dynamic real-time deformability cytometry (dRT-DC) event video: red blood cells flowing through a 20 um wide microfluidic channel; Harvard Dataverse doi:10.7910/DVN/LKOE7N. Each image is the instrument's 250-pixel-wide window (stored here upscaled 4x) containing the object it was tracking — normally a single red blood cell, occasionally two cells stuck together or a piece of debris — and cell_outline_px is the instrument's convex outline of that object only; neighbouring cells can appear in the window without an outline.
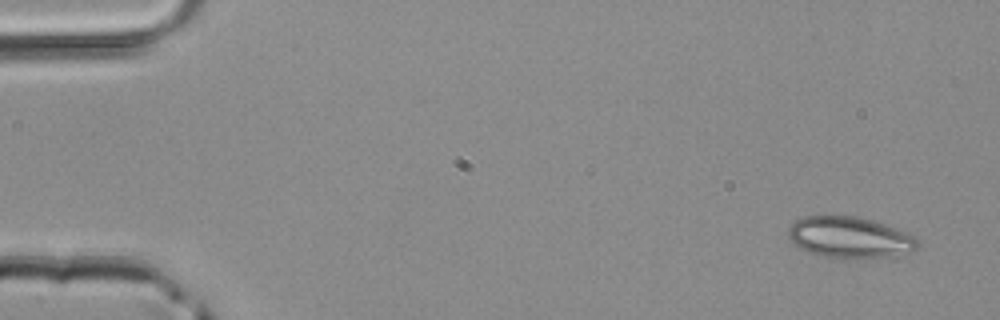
{"species": "common noctule bat (a hibernating species)", "species_latin": "Nyctalus noctula", "temperature_condition": "room temperature", "stored_images_in_passage": 3, "camera_frame_rate_fps": 3000, "um_per_image_px": 0.085, "animal": {"sex": "male", "body_mass_g": 20.4}, "frame": {"image": 1, "passage_image": 1, "time_ms": 0.0, "image_size_px": [1000, 320], "cell_outline_px": [[920, 248], [896, 256], [856, 260], [840, 260], [820, 256], [808, 252], [800, 248], [788, 236], [788, 228], [796, 220], [804, 216], [856, 216], [872, 220], [884, 224], [904, 232], [912, 236], [920, 244]], "centroid_in_image_um": [72.22, 20.22], "position_along_channel_um": 12.8, "area_um2": 31.56}}